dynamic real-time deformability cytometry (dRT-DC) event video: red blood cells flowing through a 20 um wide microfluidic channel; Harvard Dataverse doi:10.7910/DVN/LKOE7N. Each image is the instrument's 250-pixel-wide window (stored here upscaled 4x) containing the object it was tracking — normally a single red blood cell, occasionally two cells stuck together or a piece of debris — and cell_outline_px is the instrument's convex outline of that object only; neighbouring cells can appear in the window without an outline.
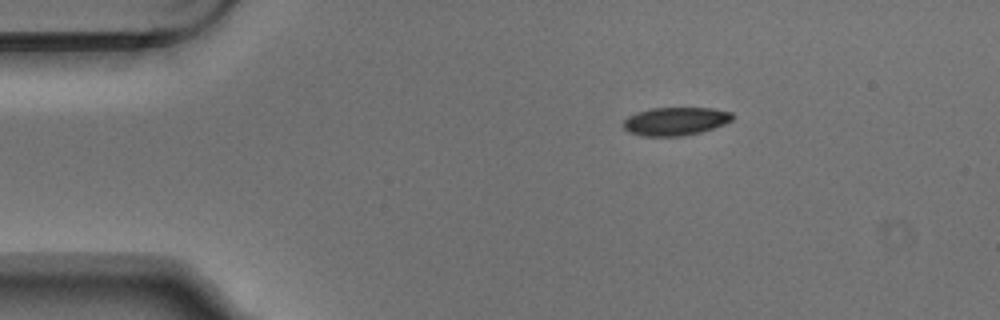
{"species": "Egyptian fruit bat (a non-hibernating species)", "species_latin": "Rousettus aegyptiacus", "temperature_condition": "warm", "stored_images_in_passage": 3, "camera_frame_rate_fps": 3000, "um_per_image_px": 0.085, "animal": {"sex": "male"}, "frame": {"image": 1, "passage_image": 1, "time_ms": 0.0, "image_size_px": [1000, 320], "cell_outline_px": [[736, 116], [732, 120], [724, 124], [700, 132], [680, 136], [640, 136], [628, 132], [620, 124], [628, 116], [636, 112], [652, 108], [712, 108], [732, 112]], "centroid_in_image_um": [57.39, 10.3], "position_along_channel_um": 27.6, "area_um2": 18.09}}